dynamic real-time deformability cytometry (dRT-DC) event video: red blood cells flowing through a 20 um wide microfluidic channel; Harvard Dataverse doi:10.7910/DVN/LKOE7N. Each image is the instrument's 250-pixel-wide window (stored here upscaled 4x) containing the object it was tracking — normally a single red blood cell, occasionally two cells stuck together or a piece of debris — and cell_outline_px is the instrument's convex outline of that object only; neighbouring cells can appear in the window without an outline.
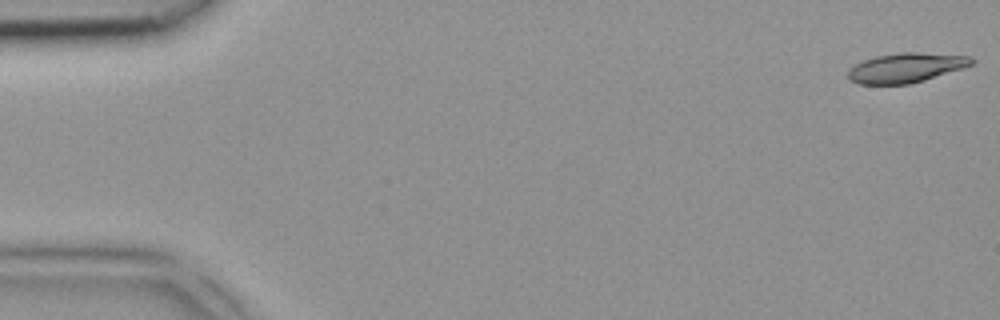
{"species": "common noctule bat (a hibernating species)", "species_latin": "Nyctalus noctula", "temperature_condition": "room temperature", "stored_images_in_passage": 6, "camera_frame_rate_fps": 3000, "um_per_image_px": 0.085, "animal": {"sex": "female", "body_mass_g": 18.4}, "frame": {"image": 1, "passage_image": 1, "time_ms": 0.0, "image_size_px": [1000, 320], "cell_outline_px": [[976, 60], [972, 64], [964, 68], [924, 80], [908, 84], [860, 84], [852, 80], [848, 76], [848, 68], [864, 60], [876, 56], [900, 52], [916, 52], [972, 56]], "centroid_in_image_um": [77.04, 5.75], "position_along_channel_um": 8.0, "area_um2": 21.27}}
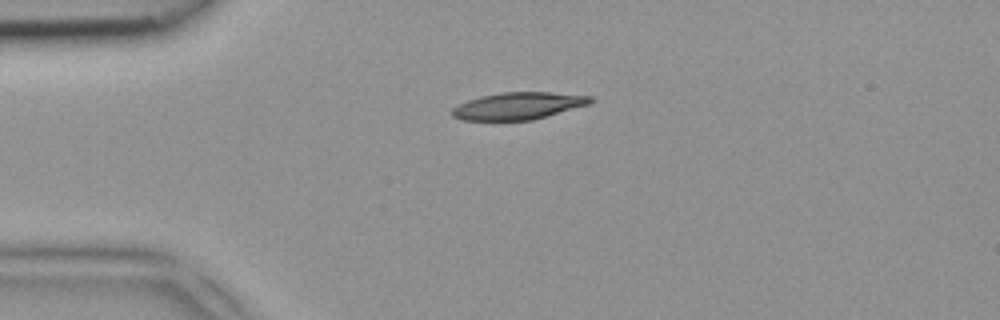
{"frame": {"image": 2, "passage_image": 4, "time_ms": 1.0, "image_size_px": [1000, 320], "cell_outline_px": [[596, 100], [588, 104], [532, 120], [464, 120], [452, 116], [452, 108], [468, 100], [480, 96], [500, 92], [552, 92], [592, 96]], "centroid_in_image_um": [44.06, 8.99], "position_along_channel_um": 40.9, "area_um2": 21.73}}
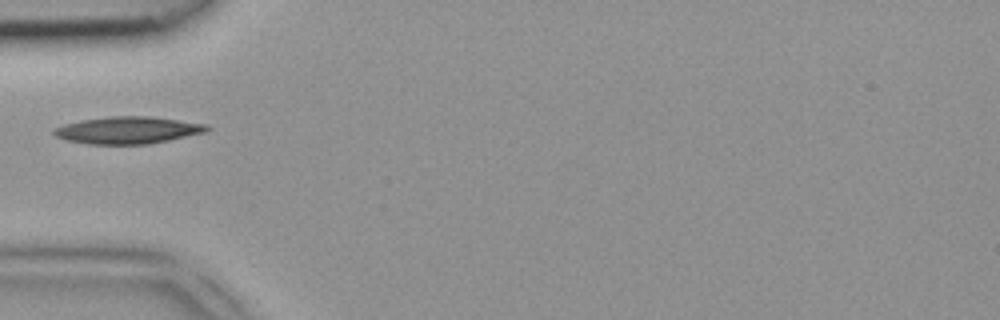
{"frame": {"image": 3, "passage_image": 5, "time_ms": 1.333, "image_size_px": [1000, 320], "cell_outline_px": [[212, 128], [208, 132], [148, 144], [88, 144], [64, 140], [56, 136], [52, 132], [56, 128], [64, 124], [80, 120], [108, 116], [152, 116], [208, 124]], "centroid_in_image_um": [10.9, 11.06], "position_along_channel_um": 74.1, "area_um2": 24.39}}